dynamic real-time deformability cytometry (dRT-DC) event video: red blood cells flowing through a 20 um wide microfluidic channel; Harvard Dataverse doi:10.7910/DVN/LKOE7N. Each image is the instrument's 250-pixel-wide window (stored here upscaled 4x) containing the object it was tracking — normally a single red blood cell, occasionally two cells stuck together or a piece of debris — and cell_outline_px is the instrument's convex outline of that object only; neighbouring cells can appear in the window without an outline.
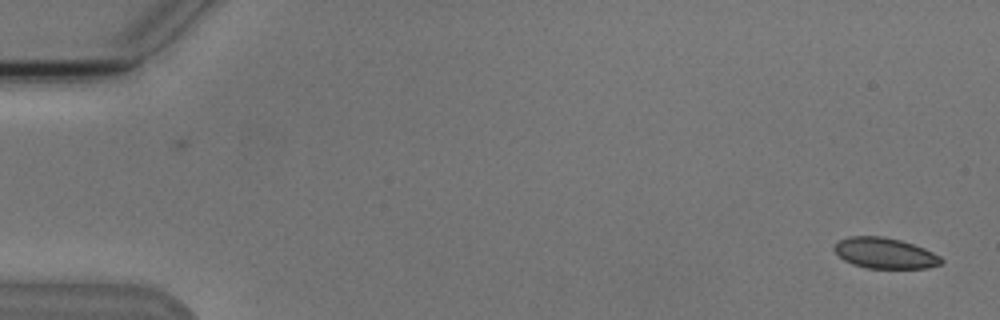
{"species": "Egyptian fruit bat (a non-hibernating species)", "species_latin": "Rousettus aegyptiacus", "temperature_condition": "cold", "stored_images_in_passage": 5, "camera_frame_rate_fps": 3000, "um_per_image_px": 0.085, "animal": {"sex": "male"}, "frame": {"image": 1, "passage_image": 1, "time_ms": 0.0, "image_size_px": [1000, 320], "cell_outline_px": [[944, 260], [940, 264], [928, 268], [864, 268], [852, 264], [844, 260], [832, 248], [840, 240], [848, 236], [884, 236], [900, 240], [924, 248], [940, 256]], "centroid_in_image_um": [75.21, 21.52], "position_along_channel_um": 9.8, "area_um2": 19.13}}
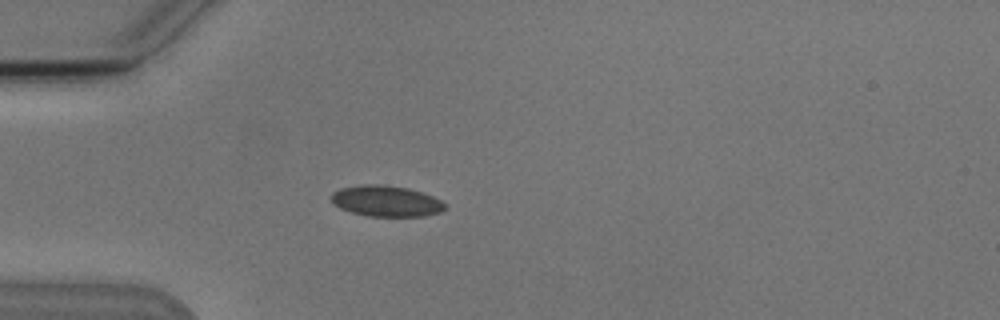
{"frame": {"image": 2, "passage_image": 4, "time_ms": 4.667, "image_size_px": [1000, 320], "cell_outline_px": [[448, 208], [440, 212], [424, 216], [368, 216], [352, 212], [340, 208], [332, 204], [328, 196], [332, 192], [340, 188], [360, 184], [380, 184], [408, 188], [432, 196], [440, 200]], "centroid_in_image_um": [32.76, 17.08], "position_along_channel_um": 52.2, "area_um2": 20.69}}